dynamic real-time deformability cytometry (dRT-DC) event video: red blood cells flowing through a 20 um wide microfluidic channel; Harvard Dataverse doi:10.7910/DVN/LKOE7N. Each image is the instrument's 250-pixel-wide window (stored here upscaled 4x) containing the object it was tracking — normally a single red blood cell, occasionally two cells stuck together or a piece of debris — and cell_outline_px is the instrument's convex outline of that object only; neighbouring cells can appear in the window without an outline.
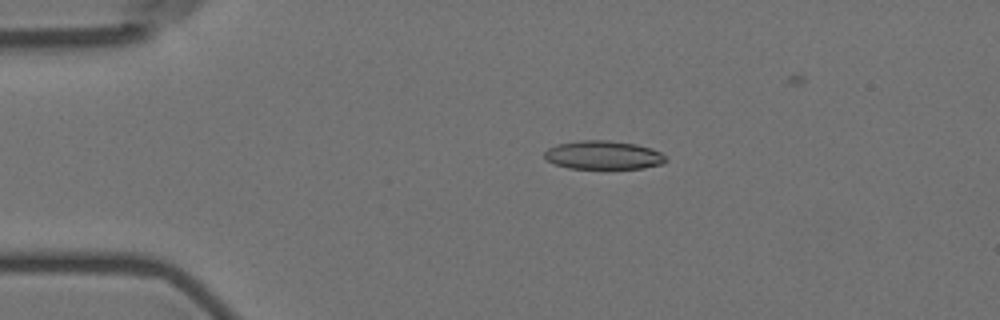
{"species": "Egyptian fruit bat (a non-hibernating species)", "species_latin": "Rousettus aegyptiacus", "temperature_condition": "room temperature", "stored_images_in_passage": 6, "camera_frame_rate_fps": 3000, "um_per_image_px": 0.085, "animal": {"sex": "female"}, "frame": {"image": 1, "passage_image": 4, "time_ms": 3.333, "image_size_px": [1000, 320], "cell_outline_px": [[668, 160], [664, 164], [644, 168], [568, 168], [556, 164], [548, 160], [544, 156], [544, 152], [548, 148], [556, 144], [580, 140], [608, 140], [636, 144], [652, 148], [660, 152]], "centroid_in_image_um": [51.31, 13.17], "position_along_channel_um": 33.7, "area_um2": 20.23}}
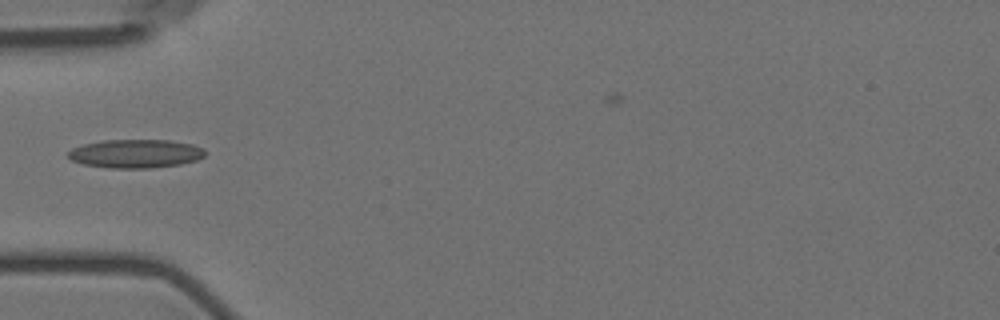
{"frame": {"image": 2, "passage_image": 6, "time_ms": 5.667, "image_size_px": [1000, 320], "cell_outline_px": [[204, 156], [196, 160], [180, 164], [152, 168], [108, 168], [84, 164], [72, 160], [68, 156], [68, 152], [72, 148], [84, 144], [104, 140], [168, 140], [192, 144], [204, 148]], "centroid_in_image_um": [11.52, 13.06], "position_along_channel_um": 73.5, "area_um2": 22.72}}